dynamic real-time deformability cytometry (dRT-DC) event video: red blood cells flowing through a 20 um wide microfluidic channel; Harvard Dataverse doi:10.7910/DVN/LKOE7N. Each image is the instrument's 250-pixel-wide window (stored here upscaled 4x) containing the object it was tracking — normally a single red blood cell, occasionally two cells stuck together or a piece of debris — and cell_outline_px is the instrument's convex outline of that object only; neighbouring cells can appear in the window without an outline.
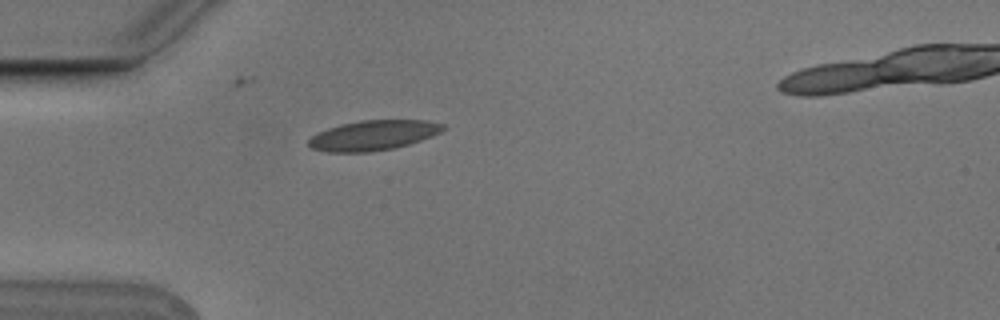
{"species": "Egyptian fruit bat (a non-hibernating species)", "species_latin": "Rousettus aegyptiacus", "temperature_condition": "cold", "stored_images_in_passage": 1, "camera_frame_rate_fps": 3000, "um_per_image_px": 0.085, "animal": {"sex": "male"}, "frame": {"image": 1, "passage_image": 1, "time_ms": 0.0, "image_size_px": [1000, 320], "cell_outline_px": [[444, 128], [440, 132], [420, 140], [408, 144], [392, 148], [368, 152], [328, 152], [312, 148], [308, 144], [308, 140], [316, 132], [340, 124], [360, 120], [424, 120], [444, 124]], "centroid_in_image_um": [31.68, 11.49], "position_along_channel_um": 53.3, "area_um2": 23.29}}